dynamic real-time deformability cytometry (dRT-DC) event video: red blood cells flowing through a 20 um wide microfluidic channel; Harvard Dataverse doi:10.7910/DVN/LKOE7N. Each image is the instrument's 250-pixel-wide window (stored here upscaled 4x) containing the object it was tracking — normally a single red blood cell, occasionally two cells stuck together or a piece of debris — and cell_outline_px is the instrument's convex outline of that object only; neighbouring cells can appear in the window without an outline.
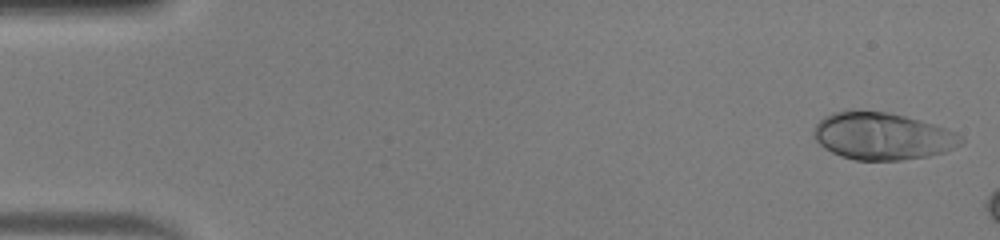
{"species": "human", "species_latin": "Homo sapiens", "temperature_condition": "warm", "stored_images_in_passage": 8, "camera_frame_rate_fps": 3000, "um_per_image_px": 0.085, "donor": {"sex": "male"}, "frame": {"image": 1, "passage_image": 1, "time_ms": 0.0, "image_size_px": [1000, 240], "cell_outline_px": [[964, 140], [960, 144], [944, 152], [928, 156], [900, 160], [856, 160], [840, 156], [824, 148], [816, 140], [812, 132], [816, 124], [824, 116], [836, 112], [852, 108], [888, 112], [920, 120], [956, 132]], "centroid_in_image_um": [74.95, 11.55], "position_along_channel_um": 10.1, "area_um2": 40.63}}